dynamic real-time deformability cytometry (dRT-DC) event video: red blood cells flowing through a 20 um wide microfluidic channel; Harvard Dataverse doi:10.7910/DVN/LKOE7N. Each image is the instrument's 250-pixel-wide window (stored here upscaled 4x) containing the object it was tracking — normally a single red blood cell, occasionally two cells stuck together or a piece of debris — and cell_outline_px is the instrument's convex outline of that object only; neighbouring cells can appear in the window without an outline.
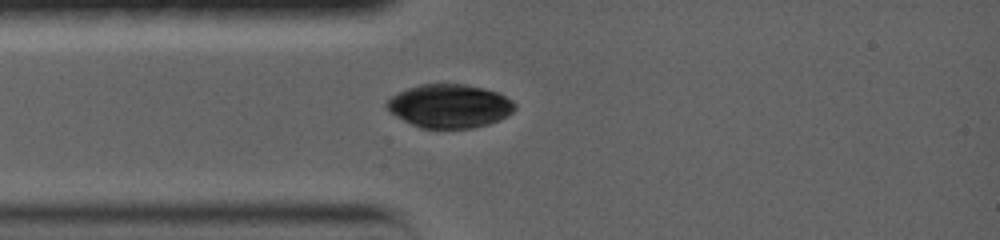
{"species": "common noctule bat (a hibernating species)", "species_latin": "Nyctalus noctula", "temperature_condition": "warm", "stored_images_in_passage": 10, "camera_frame_rate_fps": 5000, "um_per_image_px": 0.085, "animal": {"sex": "female", "body_mass_g": 19.0, "forearm_length_mm": 56.7}, "frame": {"image": 1, "passage_image": 5, "time_ms": 2.8, "image_size_px": [1000, 240], "cell_outline_px": [[516, 108], [512, 112], [500, 120], [488, 124], [472, 128], [420, 128], [396, 116], [384, 104], [392, 96], [408, 88], [420, 84], [464, 84], [484, 88], [496, 92], [512, 100], [516, 104]], "centroid_in_image_um": [38.23, 9.01], "position_along_channel_um": 46.8, "area_um2": 32.31}}